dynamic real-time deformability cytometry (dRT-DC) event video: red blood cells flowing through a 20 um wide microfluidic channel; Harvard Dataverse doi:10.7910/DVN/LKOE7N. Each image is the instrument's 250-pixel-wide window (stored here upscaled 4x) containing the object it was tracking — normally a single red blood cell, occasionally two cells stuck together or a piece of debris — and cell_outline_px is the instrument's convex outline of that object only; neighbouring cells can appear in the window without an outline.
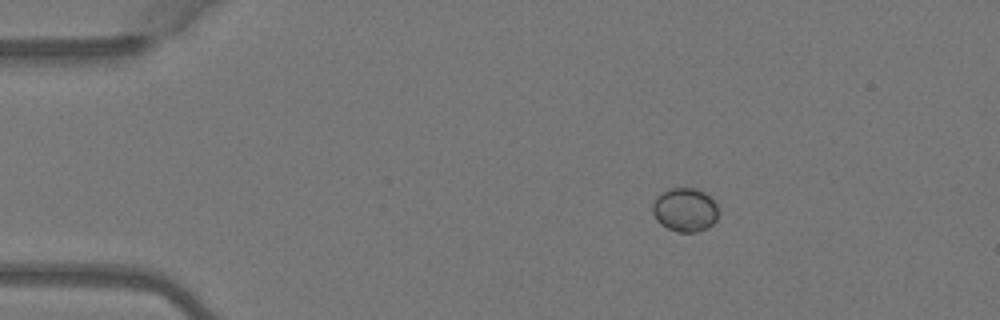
{"species": "Egyptian fruit bat (a non-hibernating species)", "species_latin": "Rousettus aegyptiacus", "temperature_condition": "warm", "stored_images_in_passage": 2, "camera_frame_rate_fps": 3000, "um_per_image_px": 0.085, "animal": {"sex": "female"}, "frame": {"image": 1, "passage_image": 1, "time_ms": 0.0, "image_size_px": [1000, 320], "cell_outline_px": [[716, 220], [708, 228], [696, 232], [680, 232], [668, 228], [660, 224], [656, 220], [652, 212], [652, 204], [656, 196], [668, 188], [696, 188], [704, 192], [716, 204]], "centroid_in_image_um": [58.18, 17.83], "position_along_channel_um": 26.8, "area_um2": 16.76}}